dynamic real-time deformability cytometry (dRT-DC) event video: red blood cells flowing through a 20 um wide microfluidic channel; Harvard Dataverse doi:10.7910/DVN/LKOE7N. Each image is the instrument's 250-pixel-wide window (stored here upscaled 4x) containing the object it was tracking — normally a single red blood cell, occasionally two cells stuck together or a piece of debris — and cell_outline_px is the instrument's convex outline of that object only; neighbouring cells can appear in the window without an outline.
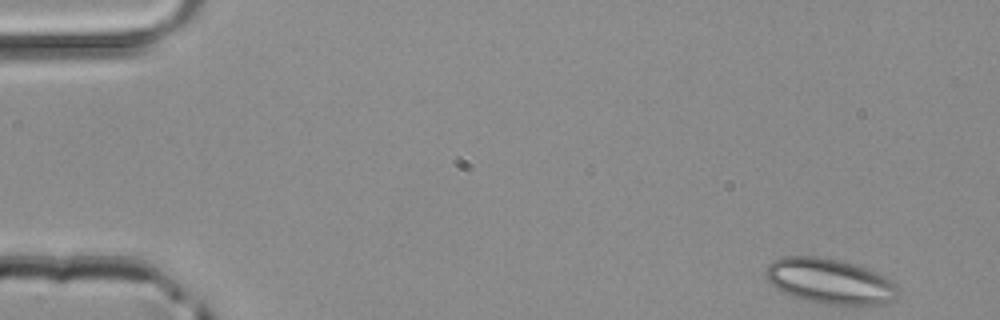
{"species": "common noctule bat (a hibernating species)", "species_latin": "Nyctalus noctula", "temperature_condition": "room temperature", "stored_images_in_passage": 46, "camera_frame_rate_fps": 3000, "um_per_image_px": 0.085, "animal": {"sex": "male", "body_mass_g": 20.4}, "frame": {"image": 1, "passage_image": 1, "time_ms": 0.0, "image_size_px": [1000, 320], "cell_outline_px": [[900, 292], [892, 300], [880, 304], [828, 304], [808, 300], [784, 292], [776, 288], [764, 276], [764, 272], [768, 264], [772, 260], [784, 256], [816, 256], [836, 260], [868, 268], [884, 276], [896, 284]], "centroid_in_image_um": [70.51, 23.88], "position_along_channel_um": 14.5, "area_um2": 34.45}}
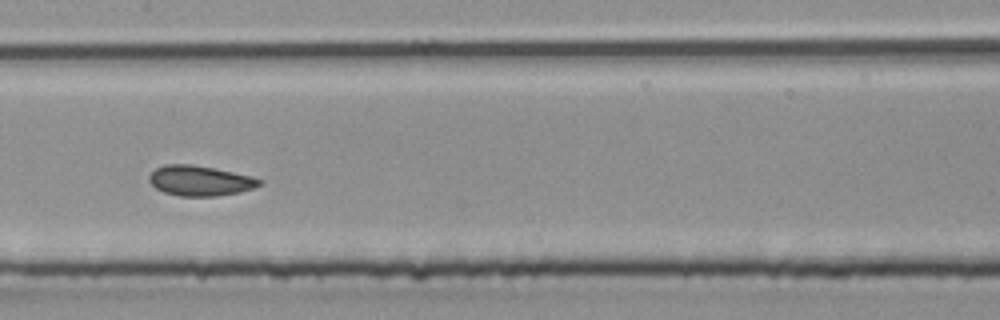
{"frame": {"image": 2, "passage_image": 22, "time_ms": 7.0, "image_size_px": [1000, 320], "cell_outline_px": [[264, 180], [260, 184], [252, 188], [240, 192], [216, 196], [180, 196], [164, 192], [156, 188], [148, 180], [148, 176], [156, 168], [164, 164], [192, 164], [252, 176]], "centroid_in_image_um": [16.98, 15.36], "position_along_channel_um": 190.4, "area_um2": 19.31}}
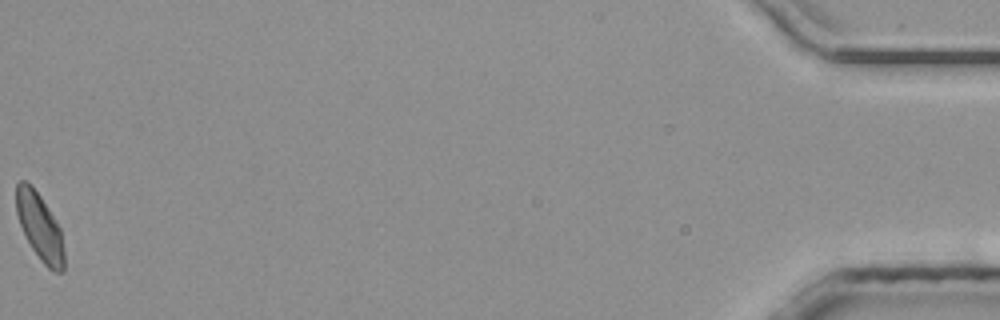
{"frame": {"image": 3, "passage_image": 46, "time_ms": 15.0, "image_size_px": [1000, 320], "cell_outline_px": [[64, 272], [52, 272], [40, 260], [32, 248], [20, 224], [16, 212], [16, 184], [20, 180], [24, 180], [32, 184], [56, 220], [60, 228], [64, 248]], "centroid_in_image_um": [3.39, 19.28], "position_along_channel_um": 431.8, "area_um2": 18.73}}